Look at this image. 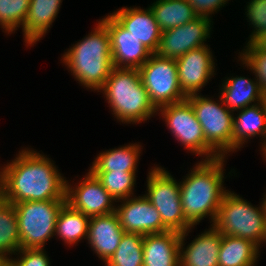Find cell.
<instances>
[{
  "label": "cell",
  "instance_id": "obj_37",
  "mask_svg": "<svg viewBox=\"0 0 266 266\" xmlns=\"http://www.w3.org/2000/svg\"><path fill=\"white\" fill-rule=\"evenodd\" d=\"M0 266H9V258L2 251H0Z\"/></svg>",
  "mask_w": 266,
  "mask_h": 266
},
{
  "label": "cell",
  "instance_id": "obj_6",
  "mask_svg": "<svg viewBox=\"0 0 266 266\" xmlns=\"http://www.w3.org/2000/svg\"><path fill=\"white\" fill-rule=\"evenodd\" d=\"M66 201L12 203L16 211L21 249H39L55 233L56 221Z\"/></svg>",
  "mask_w": 266,
  "mask_h": 266
},
{
  "label": "cell",
  "instance_id": "obj_36",
  "mask_svg": "<svg viewBox=\"0 0 266 266\" xmlns=\"http://www.w3.org/2000/svg\"><path fill=\"white\" fill-rule=\"evenodd\" d=\"M0 201L4 199V171L0 172Z\"/></svg>",
  "mask_w": 266,
  "mask_h": 266
},
{
  "label": "cell",
  "instance_id": "obj_28",
  "mask_svg": "<svg viewBox=\"0 0 266 266\" xmlns=\"http://www.w3.org/2000/svg\"><path fill=\"white\" fill-rule=\"evenodd\" d=\"M20 249L18 221L14 205L3 199L0 201V251L6 254Z\"/></svg>",
  "mask_w": 266,
  "mask_h": 266
},
{
  "label": "cell",
  "instance_id": "obj_18",
  "mask_svg": "<svg viewBox=\"0 0 266 266\" xmlns=\"http://www.w3.org/2000/svg\"><path fill=\"white\" fill-rule=\"evenodd\" d=\"M180 238L176 231L144 235L143 266H180Z\"/></svg>",
  "mask_w": 266,
  "mask_h": 266
},
{
  "label": "cell",
  "instance_id": "obj_32",
  "mask_svg": "<svg viewBox=\"0 0 266 266\" xmlns=\"http://www.w3.org/2000/svg\"><path fill=\"white\" fill-rule=\"evenodd\" d=\"M247 16L254 28V33L248 43L253 42L260 34L266 31V0H251L247 6Z\"/></svg>",
  "mask_w": 266,
  "mask_h": 266
},
{
  "label": "cell",
  "instance_id": "obj_30",
  "mask_svg": "<svg viewBox=\"0 0 266 266\" xmlns=\"http://www.w3.org/2000/svg\"><path fill=\"white\" fill-rule=\"evenodd\" d=\"M30 6V0H0V24L6 31L12 32L24 25Z\"/></svg>",
  "mask_w": 266,
  "mask_h": 266
},
{
  "label": "cell",
  "instance_id": "obj_17",
  "mask_svg": "<svg viewBox=\"0 0 266 266\" xmlns=\"http://www.w3.org/2000/svg\"><path fill=\"white\" fill-rule=\"evenodd\" d=\"M111 15L127 31L141 40L145 48L152 54L156 53L162 31L150 8L145 11L138 8H122Z\"/></svg>",
  "mask_w": 266,
  "mask_h": 266
},
{
  "label": "cell",
  "instance_id": "obj_33",
  "mask_svg": "<svg viewBox=\"0 0 266 266\" xmlns=\"http://www.w3.org/2000/svg\"><path fill=\"white\" fill-rule=\"evenodd\" d=\"M21 250V251H20ZM23 257L18 261L9 259V266H49V260L42 248L39 249H20Z\"/></svg>",
  "mask_w": 266,
  "mask_h": 266
},
{
  "label": "cell",
  "instance_id": "obj_9",
  "mask_svg": "<svg viewBox=\"0 0 266 266\" xmlns=\"http://www.w3.org/2000/svg\"><path fill=\"white\" fill-rule=\"evenodd\" d=\"M186 100L191 104L201 124L206 143L215 152L219 150L217 153L220 157H224L226 151H232L234 117L229 109L197 94L187 97ZM222 151L224 153H221Z\"/></svg>",
  "mask_w": 266,
  "mask_h": 266
},
{
  "label": "cell",
  "instance_id": "obj_1",
  "mask_svg": "<svg viewBox=\"0 0 266 266\" xmlns=\"http://www.w3.org/2000/svg\"><path fill=\"white\" fill-rule=\"evenodd\" d=\"M3 171L4 200L10 203L66 201L67 182L44 155L22 151Z\"/></svg>",
  "mask_w": 266,
  "mask_h": 266
},
{
  "label": "cell",
  "instance_id": "obj_8",
  "mask_svg": "<svg viewBox=\"0 0 266 266\" xmlns=\"http://www.w3.org/2000/svg\"><path fill=\"white\" fill-rule=\"evenodd\" d=\"M148 195L145 197L159 212L163 225L169 231L187 232L193 227L183 213L180 185L168 172L155 168L149 173Z\"/></svg>",
  "mask_w": 266,
  "mask_h": 266
},
{
  "label": "cell",
  "instance_id": "obj_16",
  "mask_svg": "<svg viewBox=\"0 0 266 266\" xmlns=\"http://www.w3.org/2000/svg\"><path fill=\"white\" fill-rule=\"evenodd\" d=\"M125 231L122 229L116 212L93 216L89 219V243L95 252L107 262L114 254Z\"/></svg>",
  "mask_w": 266,
  "mask_h": 266
},
{
  "label": "cell",
  "instance_id": "obj_35",
  "mask_svg": "<svg viewBox=\"0 0 266 266\" xmlns=\"http://www.w3.org/2000/svg\"><path fill=\"white\" fill-rule=\"evenodd\" d=\"M260 49L266 50V31L253 41Z\"/></svg>",
  "mask_w": 266,
  "mask_h": 266
},
{
  "label": "cell",
  "instance_id": "obj_21",
  "mask_svg": "<svg viewBox=\"0 0 266 266\" xmlns=\"http://www.w3.org/2000/svg\"><path fill=\"white\" fill-rule=\"evenodd\" d=\"M261 106L252 105L241 109L237 119H233L232 150L239 148L244 139L261 134L266 137V102H260ZM261 107V108H260ZM264 147L266 144L263 145Z\"/></svg>",
  "mask_w": 266,
  "mask_h": 266
},
{
  "label": "cell",
  "instance_id": "obj_3",
  "mask_svg": "<svg viewBox=\"0 0 266 266\" xmlns=\"http://www.w3.org/2000/svg\"><path fill=\"white\" fill-rule=\"evenodd\" d=\"M63 61L79 82L99 90L114 68L107 27L100 21L92 34L68 50Z\"/></svg>",
  "mask_w": 266,
  "mask_h": 266
},
{
  "label": "cell",
  "instance_id": "obj_11",
  "mask_svg": "<svg viewBox=\"0 0 266 266\" xmlns=\"http://www.w3.org/2000/svg\"><path fill=\"white\" fill-rule=\"evenodd\" d=\"M210 18L197 17L184 25L162 31L156 54L177 60L190 50L206 46L210 32Z\"/></svg>",
  "mask_w": 266,
  "mask_h": 266
},
{
  "label": "cell",
  "instance_id": "obj_34",
  "mask_svg": "<svg viewBox=\"0 0 266 266\" xmlns=\"http://www.w3.org/2000/svg\"><path fill=\"white\" fill-rule=\"evenodd\" d=\"M193 8L198 17H209L208 15L228 0H186Z\"/></svg>",
  "mask_w": 266,
  "mask_h": 266
},
{
  "label": "cell",
  "instance_id": "obj_27",
  "mask_svg": "<svg viewBox=\"0 0 266 266\" xmlns=\"http://www.w3.org/2000/svg\"><path fill=\"white\" fill-rule=\"evenodd\" d=\"M143 240L144 235L125 232L106 266H143Z\"/></svg>",
  "mask_w": 266,
  "mask_h": 266
},
{
  "label": "cell",
  "instance_id": "obj_39",
  "mask_svg": "<svg viewBox=\"0 0 266 266\" xmlns=\"http://www.w3.org/2000/svg\"><path fill=\"white\" fill-rule=\"evenodd\" d=\"M264 149H263V151H264V154H265V156H266V146L265 147H263Z\"/></svg>",
  "mask_w": 266,
  "mask_h": 266
},
{
  "label": "cell",
  "instance_id": "obj_25",
  "mask_svg": "<svg viewBox=\"0 0 266 266\" xmlns=\"http://www.w3.org/2000/svg\"><path fill=\"white\" fill-rule=\"evenodd\" d=\"M88 219L90 217L65 203L58 214L55 232L66 241L65 243H76L88 236Z\"/></svg>",
  "mask_w": 266,
  "mask_h": 266
},
{
  "label": "cell",
  "instance_id": "obj_14",
  "mask_svg": "<svg viewBox=\"0 0 266 266\" xmlns=\"http://www.w3.org/2000/svg\"><path fill=\"white\" fill-rule=\"evenodd\" d=\"M73 191L66 185V203L88 217L109 214L115 211L114 200L101 182L90 171L84 181ZM71 188V189H70Z\"/></svg>",
  "mask_w": 266,
  "mask_h": 266
},
{
  "label": "cell",
  "instance_id": "obj_22",
  "mask_svg": "<svg viewBox=\"0 0 266 266\" xmlns=\"http://www.w3.org/2000/svg\"><path fill=\"white\" fill-rule=\"evenodd\" d=\"M228 80V81H227ZM222 92L221 102L231 110L244 109L251 102L264 101V93L261 91L259 83H254L245 77L227 79Z\"/></svg>",
  "mask_w": 266,
  "mask_h": 266
},
{
  "label": "cell",
  "instance_id": "obj_7",
  "mask_svg": "<svg viewBox=\"0 0 266 266\" xmlns=\"http://www.w3.org/2000/svg\"><path fill=\"white\" fill-rule=\"evenodd\" d=\"M138 70L142 84L157 110L186 100L180 89L176 60L153 53Z\"/></svg>",
  "mask_w": 266,
  "mask_h": 266
},
{
  "label": "cell",
  "instance_id": "obj_24",
  "mask_svg": "<svg viewBox=\"0 0 266 266\" xmlns=\"http://www.w3.org/2000/svg\"><path fill=\"white\" fill-rule=\"evenodd\" d=\"M150 9L161 31L184 25L198 17L186 0H158Z\"/></svg>",
  "mask_w": 266,
  "mask_h": 266
},
{
  "label": "cell",
  "instance_id": "obj_26",
  "mask_svg": "<svg viewBox=\"0 0 266 266\" xmlns=\"http://www.w3.org/2000/svg\"><path fill=\"white\" fill-rule=\"evenodd\" d=\"M139 145H129L100 154L93 163L91 171L135 172Z\"/></svg>",
  "mask_w": 266,
  "mask_h": 266
},
{
  "label": "cell",
  "instance_id": "obj_2",
  "mask_svg": "<svg viewBox=\"0 0 266 266\" xmlns=\"http://www.w3.org/2000/svg\"><path fill=\"white\" fill-rule=\"evenodd\" d=\"M223 159L200 162L180 185L181 204L185 219L195 225L203 217L210 215L213 223L220 204L226 194L222 188Z\"/></svg>",
  "mask_w": 266,
  "mask_h": 266
},
{
  "label": "cell",
  "instance_id": "obj_38",
  "mask_svg": "<svg viewBox=\"0 0 266 266\" xmlns=\"http://www.w3.org/2000/svg\"><path fill=\"white\" fill-rule=\"evenodd\" d=\"M263 205H264V210H265V215H266V199H264Z\"/></svg>",
  "mask_w": 266,
  "mask_h": 266
},
{
  "label": "cell",
  "instance_id": "obj_20",
  "mask_svg": "<svg viewBox=\"0 0 266 266\" xmlns=\"http://www.w3.org/2000/svg\"><path fill=\"white\" fill-rule=\"evenodd\" d=\"M61 0H30V6L23 25L28 44L35 43L55 19Z\"/></svg>",
  "mask_w": 266,
  "mask_h": 266
},
{
  "label": "cell",
  "instance_id": "obj_23",
  "mask_svg": "<svg viewBox=\"0 0 266 266\" xmlns=\"http://www.w3.org/2000/svg\"><path fill=\"white\" fill-rule=\"evenodd\" d=\"M258 247L252 241L222 235L218 254L219 266H253L257 258Z\"/></svg>",
  "mask_w": 266,
  "mask_h": 266
},
{
  "label": "cell",
  "instance_id": "obj_12",
  "mask_svg": "<svg viewBox=\"0 0 266 266\" xmlns=\"http://www.w3.org/2000/svg\"><path fill=\"white\" fill-rule=\"evenodd\" d=\"M110 35L112 64L120 68L139 69L152 54L134 35L127 31L112 15L101 21Z\"/></svg>",
  "mask_w": 266,
  "mask_h": 266
},
{
  "label": "cell",
  "instance_id": "obj_19",
  "mask_svg": "<svg viewBox=\"0 0 266 266\" xmlns=\"http://www.w3.org/2000/svg\"><path fill=\"white\" fill-rule=\"evenodd\" d=\"M186 232L181 233L179 244L180 266H219L218 254L222 241V234L213 226L208 232L199 235L188 247L181 253L183 240Z\"/></svg>",
  "mask_w": 266,
  "mask_h": 266
},
{
  "label": "cell",
  "instance_id": "obj_10",
  "mask_svg": "<svg viewBox=\"0 0 266 266\" xmlns=\"http://www.w3.org/2000/svg\"><path fill=\"white\" fill-rule=\"evenodd\" d=\"M160 110L170 130L175 134L174 136L179 139L187 149L196 152L198 155H208L207 157L209 158L206 157L207 160L220 157L218 153H215L206 143L201 124L198 122L194 109L187 100L163 106Z\"/></svg>",
  "mask_w": 266,
  "mask_h": 266
},
{
  "label": "cell",
  "instance_id": "obj_5",
  "mask_svg": "<svg viewBox=\"0 0 266 266\" xmlns=\"http://www.w3.org/2000/svg\"><path fill=\"white\" fill-rule=\"evenodd\" d=\"M213 225L222 235L244 238L258 246L266 236L264 205L258 210L227 191Z\"/></svg>",
  "mask_w": 266,
  "mask_h": 266
},
{
  "label": "cell",
  "instance_id": "obj_15",
  "mask_svg": "<svg viewBox=\"0 0 266 266\" xmlns=\"http://www.w3.org/2000/svg\"><path fill=\"white\" fill-rule=\"evenodd\" d=\"M176 63L180 89L186 97L197 94L213 75L215 67L206 46L190 50L178 58Z\"/></svg>",
  "mask_w": 266,
  "mask_h": 266
},
{
  "label": "cell",
  "instance_id": "obj_4",
  "mask_svg": "<svg viewBox=\"0 0 266 266\" xmlns=\"http://www.w3.org/2000/svg\"><path fill=\"white\" fill-rule=\"evenodd\" d=\"M100 89L122 122H141L158 111L142 84L138 69L113 68Z\"/></svg>",
  "mask_w": 266,
  "mask_h": 266
},
{
  "label": "cell",
  "instance_id": "obj_13",
  "mask_svg": "<svg viewBox=\"0 0 266 266\" xmlns=\"http://www.w3.org/2000/svg\"><path fill=\"white\" fill-rule=\"evenodd\" d=\"M126 200L115 209L121 227L126 233L147 235L169 231L163 225L157 209L145 196Z\"/></svg>",
  "mask_w": 266,
  "mask_h": 266
},
{
  "label": "cell",
  "instance_id": "obj_29",
  "mask_svg": "<svg viewBox=\"0 0 266 266\" xmlns=\"http://www.w3.org/2000/svg\"><path fill=\"white\" fill-rule=\"evenodd\" d=\"M114 200H126L132 194L135 172L91 171Z\"/></svg>",
  "mask_w": 266,
  "mask_h": 266
},
{
  "label": "cell",
  "instance_id": "obj_31",
  "mask_svg": "<svg viewBox=\"0 0 266 266\" xmlns=\"http://www.w3.org/2000/svg\"><path fill=\"white\" fill-rule=\"evenodd\" d=\"M244 55V56H243ZM242 55L244 64L254 71L261 91L266 93V50L260 49L254 42L248 44V48Z\"/></svg>",
  "mask_w": 266,
  "mask_h": 266
}]
</instances>
